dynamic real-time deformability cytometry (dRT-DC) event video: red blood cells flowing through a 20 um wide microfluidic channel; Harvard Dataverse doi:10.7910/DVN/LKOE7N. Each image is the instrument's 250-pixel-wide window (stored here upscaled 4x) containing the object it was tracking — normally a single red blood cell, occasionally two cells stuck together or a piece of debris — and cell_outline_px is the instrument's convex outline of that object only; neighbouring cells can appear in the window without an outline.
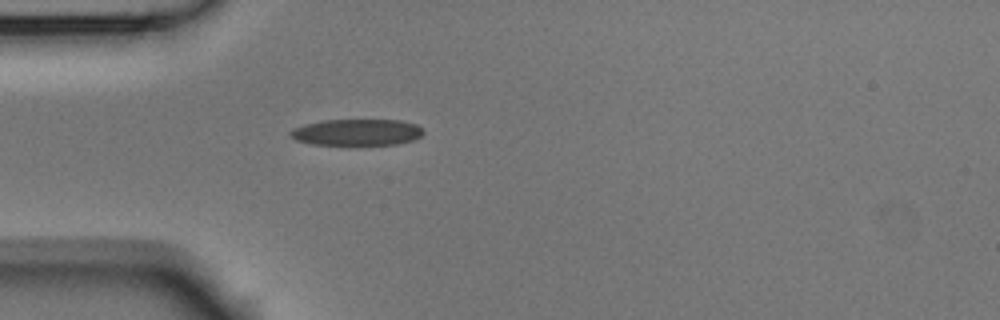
{"species": "Egyptian fruit bat (a non-hibernating species)", "species_latin": "Rousettus aegyptiacus", "temperature_condition": "room temperature", "stored_images_in_passage": 39, "camera_frame_rate_fps": 3000, "um_per_image_px": 0.085, "animal": {"sex": "male"}, "frame": {"image": 1, "passage_image": 1, "time_ms": 0.0, "image_size_px": [1000, 320], "cell_outline_px": [[424, 132], [420, 136], [412, 140], [396, 144], [312, 144], [296, 140], [288, 132], [292, 128], [304, 124], [324, 120], [400, 120], [416, 124], [424, 128]], "centroid_in_image_um": [30.34, 11.23], "position_along_channel_um": 54.7, "area_um2": 20.35}}
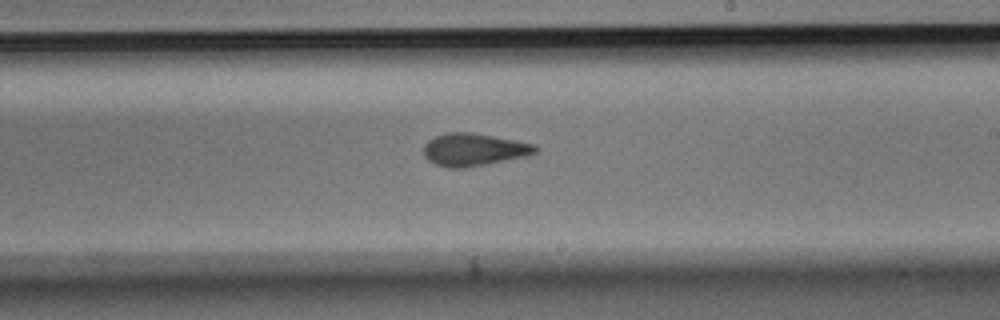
{"frame": {"image": 2, "passage_image": 17, "time_ms": 5.333, "image_size_px": [1000, 320], "cell_outline_px": [[540, 148], [532, 156], [464, 168], [448, 168], [436, 164], [428, 160], [424, 156], [424, 144], [428, 140], [436, 136], [448, 132], [472, 132], [536, 144]], "centroid_in_image_um": [40.33, 12.72], "position_along_channel_um": 248.7, "area_um2": 21.5}}
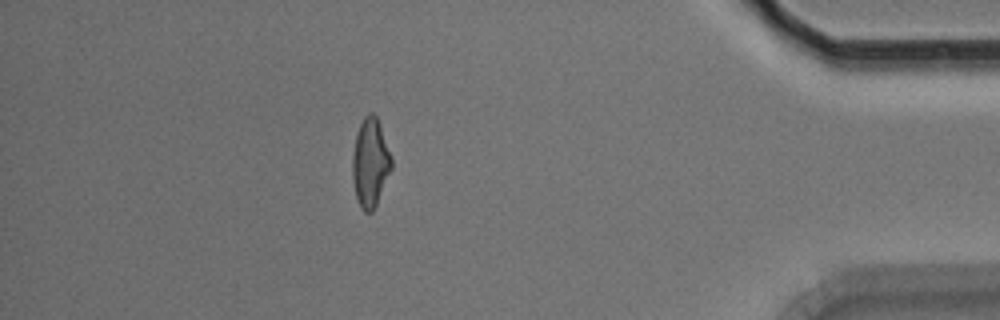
{"frame": {"image": 3, "passage_image": 33, "time_ms": 10.667, "image_size_px": [1000, 320], "cell_outline_px": [[392, 168], [376, 204], [372, 212], [364, 212], [360, 208], [356, 200], [352, 180], [352, 156], [356, 136], [360, 124], [364, 116], [368, 112], [372, 112], [376, 116], [380, 124], [392, 156]], "centroid_in_image_um": [31.47, 13.83], "position_along_channel_um": 403.7, "area_um2": 20.35}, "authors_computed_cell_mechanics": {"area_um2": 20.6346, "velocity_mm_per_s": 3.7374, "shape_relaxation_time_tau1_ms": 4.0269, "shape_relaxation_time_tau2_ms": 1.9696, "deformation_change_tau1": 0.1543, "deformation_change_tau2": 0.1075}}